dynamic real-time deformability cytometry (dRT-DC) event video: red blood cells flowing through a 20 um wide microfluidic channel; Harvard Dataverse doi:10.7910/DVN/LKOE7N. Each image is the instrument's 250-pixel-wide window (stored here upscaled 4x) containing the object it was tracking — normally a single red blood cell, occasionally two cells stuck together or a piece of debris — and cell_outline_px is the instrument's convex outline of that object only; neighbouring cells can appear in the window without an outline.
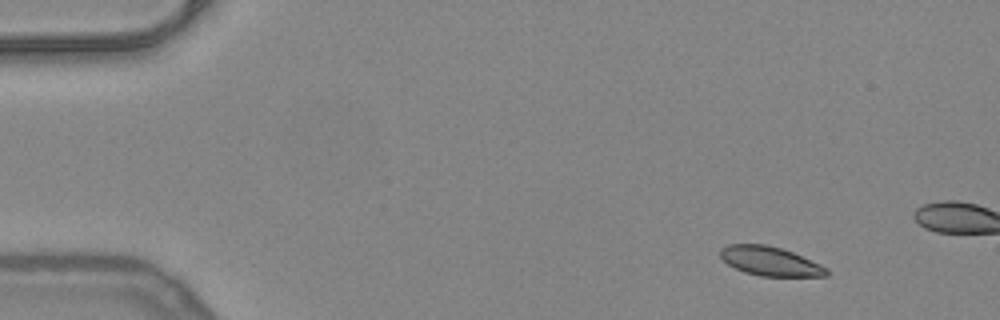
{"species": "common noctule bat (a hibernating species)", "species_latin": "Nyctalus noctula", "temperature_condition": "warm", "stored_images_in_passage": 43, "camera_frame_rate_fps": 3000, "um_per_image_px": 0.085, "animal": {"sex": "female", "body_mass_g": 24.6, "forearm_length_mm": 56.2}, "frame": {"image": 1, "passage_image": 1, "time_ms": 0.0, "image_size_px": [1000, 320], "cell_outline_px": [[828, 276], [760, 276], [744, 272], [728, 264], [720, 256], [720, 248], [728, 244], [764, 244], [780, 248], [792, 252], [820, 264], [828, 268]], "centroid_in_image_um": [65.45, 22.2], "position_along_channel_um": 19.6, "area_um2": 17.92}}
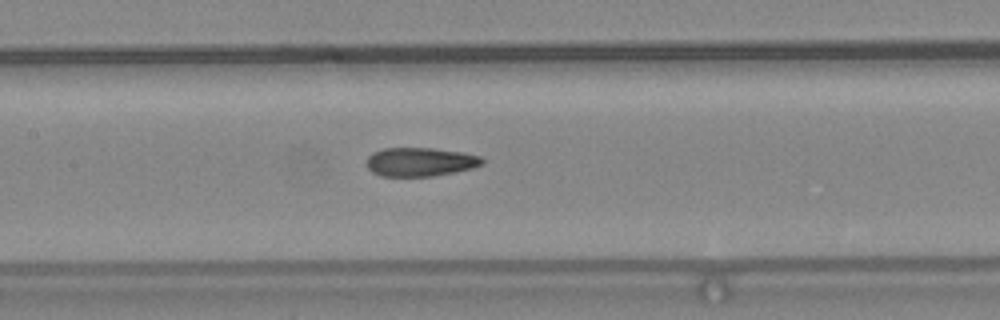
{"frame": {"image": 2, "passage_image": 16, "time_ms": 5.0, "image_size_px": [1000, 320], "cell_outline_px": [[484, 164], [472, 168], [456, 172], [432, 176], [380, 176], [372, 172], [368, 168], [368, 156], [372, 152], [384, 148], [432, 148], [460, 152], [480, 156], [484, 160]], "centroid_in_image_um": [35.72, 13.76], "position_along_channel_um": 171.7, "area_um2": 19.36}}
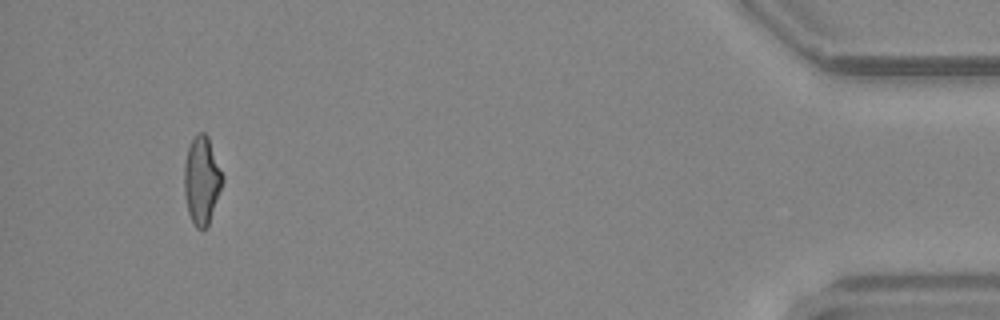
{"frame": {"image": 3, "passage_image": 40, "time_ms": 13.0, "image_size_px": [1000, 320], "cell_outline_px": [[224, 180], [208, 224], [204, 232], [196, 228], [188, 212], [184, 192], [184, 160], [188, 148], [192, 140], [200, 132], [204, 132], [208, 136], [224, 176]], "centroid_in_image_um": [17.15, 15.33], "position_along_channel_um": 418.1, "area_um2": 19.59}, "authors_computed_cell_mechanics": {"area_um2": 19.8832, "velocity_mm_per_s": 3.9998, "shape_relaxation_time_tau1_ms": null, "shape_relaxation_time_tau2_ms": 1.4907, "deformation_change_tau1": null, "deformation_change_tau2": 0.0939}}